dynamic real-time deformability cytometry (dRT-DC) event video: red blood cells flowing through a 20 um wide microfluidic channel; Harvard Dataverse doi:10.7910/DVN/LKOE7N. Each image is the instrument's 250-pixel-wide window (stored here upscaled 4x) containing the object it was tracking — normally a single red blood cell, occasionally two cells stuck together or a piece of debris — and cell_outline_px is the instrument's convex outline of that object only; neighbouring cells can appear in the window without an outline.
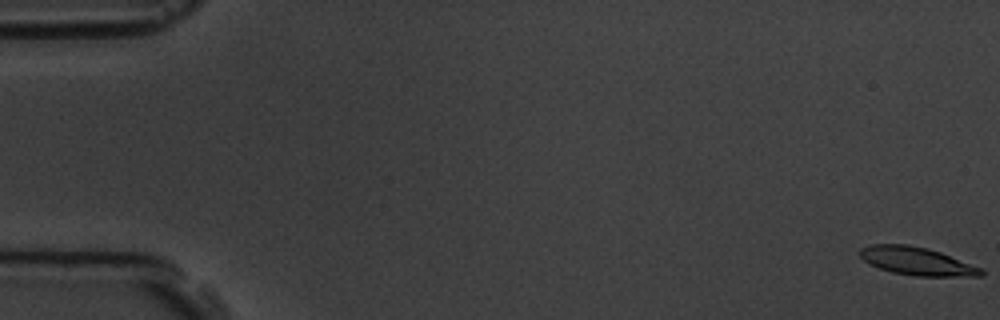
{"species": "common noctule bat (a hibernating species)", "species_latin": "Nyctalus noctula", "temperature_condition": "room temperature", "stored_images_in_passage": 6, "camera_frame_rate_fps": 3000, "um_per_image_px": 0.085, "animal": {"sex": "male", "body_mass_g": 19.5, "forearm_length_mm": 54.6}, "frame": {"image": 1, "passage_image": 1, "time_ms": 0.0, "image_size_px": [1000, 320], "cell_outline_px": [[984, 276], [916, 276], [892, 272], [868, 264], [860, 256], [860, 248], [868, 244], [908, 244], [928, 248], [940, 252], [984, 268]], "centroid_in_image_um": [77.95, 22.19], "position_along_channel_um": 7.1, "area_um2": 20.0}}
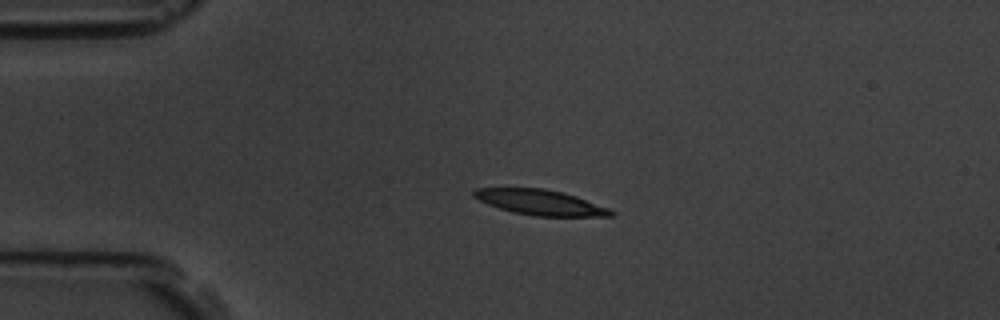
{"frame": {"image": 2, "passage_image": 4, "time_ms": 4.333, "image_size_px": [1000, 320], "cell_outline_px": [[616, 212], [612, 216], [532, 216], [512, 212], [488, 204], [472, 196], [472, 192], [476, 188], [544, 188], [564, 192], [576, 196], [608, 208]], "centroid_in_image_um": [45.92, 17.2], "position_along_channel_um": 39.1, "area_um2": 20.17}}